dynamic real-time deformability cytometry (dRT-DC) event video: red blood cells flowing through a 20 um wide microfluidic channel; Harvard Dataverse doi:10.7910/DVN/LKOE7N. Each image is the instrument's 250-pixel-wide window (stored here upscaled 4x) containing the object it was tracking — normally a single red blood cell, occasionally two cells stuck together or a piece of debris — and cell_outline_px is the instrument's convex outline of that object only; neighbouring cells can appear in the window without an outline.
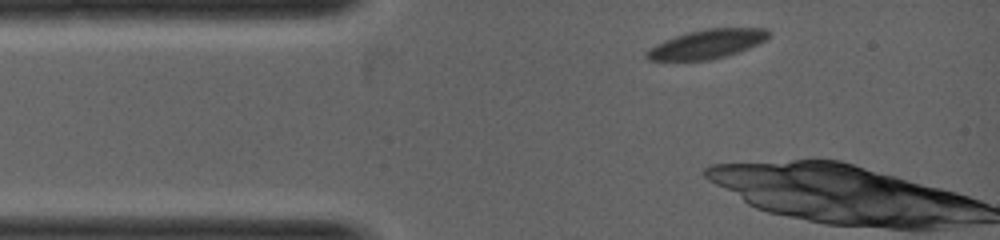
{"species": "common noctule bat (a hibernating species)", "species_latin": "Nyctalus noctula", "temperature_condition": "warm", "stored_images_in_passage": 5, "camera_frame_rate_fps": 5000, "um_per_image_px": 0.085, "animal": {"sex": "female", "body_mass_g": 19.0, "forearm_length_mm": 53.3}, "frame": {"image": 1, "passage_image": 1, "time_ms": 0.0, "image_size_px": [1000, 240], "cell_outline_px": [[772, 36], [748, 48], [728, 56], [708, 60], [648, 60], [644, 56], [644, 52], [648, 48], [664, 40], [688, 32], [708, 28], [768, 28]], "centroid_in_image_um": [60.09, 3.74], "position_along_channel_um": 24.9, "area_um2": 20.69}}
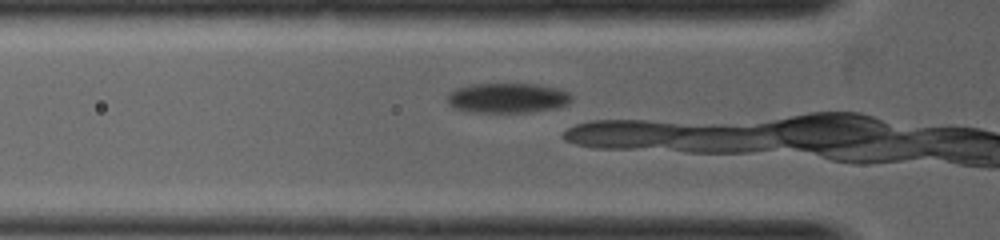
{"frame": {"image": 2, "passage_image": 5, "time_ms": 1.2, "image_size_px": [1000, 240], "cell_outline_px": [[572, 100], [568, 104], [560, 108], [532, 112], [472, 112], [452, 108], [448, 104], [448, 92], [456, 88], [468, 84], [536, 84], [560, 88], [568, 92], [572, 96]], "centroid_in_image_um": [43.16, 8.33], "position_along_channel_um": 82.6, "area_um2": 22.08}}